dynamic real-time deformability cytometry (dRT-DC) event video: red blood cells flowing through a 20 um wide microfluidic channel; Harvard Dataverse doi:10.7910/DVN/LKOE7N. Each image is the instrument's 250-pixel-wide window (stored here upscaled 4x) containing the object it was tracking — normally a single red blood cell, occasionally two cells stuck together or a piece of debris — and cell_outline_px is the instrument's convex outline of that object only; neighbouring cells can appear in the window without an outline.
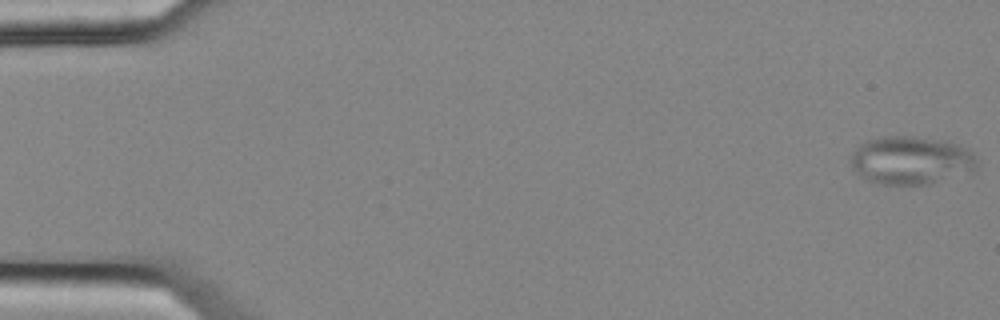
{"species": "common noctule bat (a hibernating species)", "species_latin": "Nyctalus noctula", "temperature_condition": "cold", "stored_images_in_passage": 5, "camera_frame_rate_fps": 3000, "um_per_image_px": 0.085, "animal": {"sex": "female", "body_mass_g": 25.1}, "frame": {"image": 1, "passage_image": 1, "time_ms": 0.0, "image_size_px": [1000, 320], "cell_outline_px": [[976, 168], [928, 184], [876, 184], [860, 176], [852, 168], [852, 152], [860, 144], [868, 140], [884, 136], [912, 136], [936, 140], [956, 144], [968, 148], [976, 156]], "centroid_in_image_um": [77.38, 13.62], "position_along_channel_um": 7.6, "area_um2": 34.8}}